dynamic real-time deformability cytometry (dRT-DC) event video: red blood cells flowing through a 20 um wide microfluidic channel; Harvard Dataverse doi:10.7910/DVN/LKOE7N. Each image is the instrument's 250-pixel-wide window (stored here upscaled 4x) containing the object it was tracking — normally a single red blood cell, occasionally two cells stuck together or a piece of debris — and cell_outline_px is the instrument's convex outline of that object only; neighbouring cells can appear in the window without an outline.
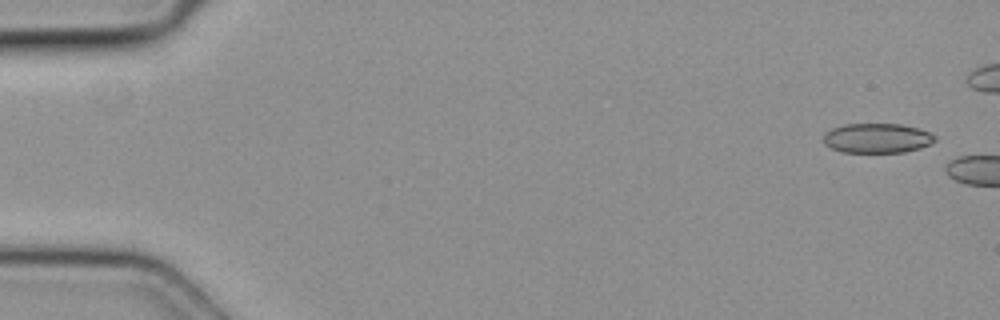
{"species": "common noctule bat (a hibernating species)", "species_latin": "Nyctalus noctula", "temperature_condition": "cold", "stored_images_in_passage": 3, "camera_frame_rate_fps": 3000, "um_per_image_px": 0.085, "animal": {"sex": "female", "body_mass_g": 19.3, "forearm_length_mm": 54.1}, "frame": {"image": 1, "passage_image": 1, "time_ms": 0.0, "image_size_px": [1000, 320], "cell_outline_px": [[936, 140], [920, 148], [904, 152], [840, 152], [824, 144], [824, 132], [832, 128], [844, 124], [900, 124], [920, 128], [936, 136]], "centroid_in_image_um": [74.54, 11.74], "position_along_channel_um": 10.5, "area_um2": 19.31}}